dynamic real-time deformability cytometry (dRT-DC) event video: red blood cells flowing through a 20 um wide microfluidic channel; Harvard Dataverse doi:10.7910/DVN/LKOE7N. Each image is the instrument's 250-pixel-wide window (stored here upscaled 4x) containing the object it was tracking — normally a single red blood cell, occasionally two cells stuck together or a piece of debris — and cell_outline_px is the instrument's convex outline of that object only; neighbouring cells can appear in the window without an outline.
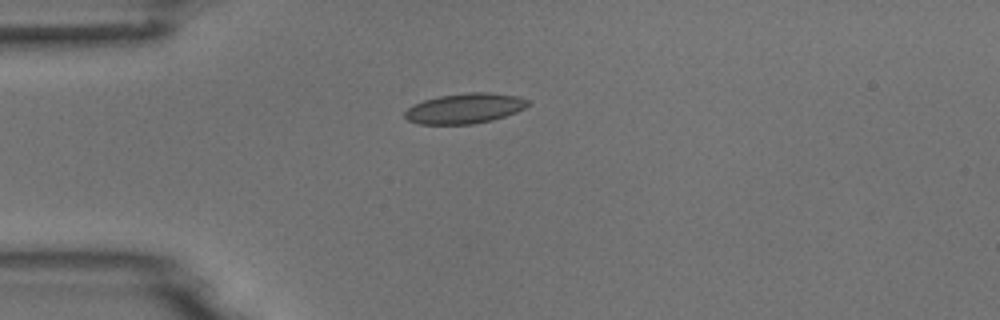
{"species": "common noctule bat (a hibernating species)", "species_latin": "Nyctalus noctula", "temperature_condition": "room temperature", "stored_images_in_passage": 3, "camera_frame_rate_fps": 3000, "um_per_image_px": 0.085, "animal": {"sex": "male", "body_mass_g": 18.8}, "frame": {"image": 1, "passage_image": 1, "time_ms": 0.0, "image_size_px": [1000, 320], "cell_outline_px": [[528, 104], [524, 108], [516, 112], [492, 120], [472, 124], [420, 124], [408, 120], [404, 116], [404, 112], [412, 104], [424, 100], [440, 96], [468, 92], [488, 92], [516, 96], [528, 100]], "centroid_in_image_um": [39.47, 9.21], "position_along_channel_um": 45.5, "area_um2": 21.5}}